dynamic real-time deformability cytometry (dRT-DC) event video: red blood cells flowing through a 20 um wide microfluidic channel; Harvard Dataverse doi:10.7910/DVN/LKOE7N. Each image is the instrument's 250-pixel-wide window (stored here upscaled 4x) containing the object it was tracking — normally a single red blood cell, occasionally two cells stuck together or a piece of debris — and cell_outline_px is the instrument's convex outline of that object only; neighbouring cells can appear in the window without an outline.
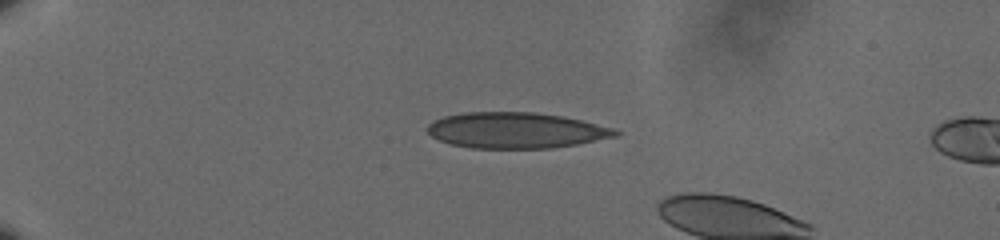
{"species": "human", "species_latin": "Homo sapiens", "temperature_condition": "cold", "stored_images_in_passage": 20, "camera_frame_rate_fps": 3000, "um_per_image_px": 0.085, "donor": {"sex": "male"}, "frame": {"image": 1, "passage_image": 15, "time_ms": 4.667, "image_size_px": [1000, 240], "cell_outline_px": [[624, 132], [616, 136], [576, 144], [552, 148], [472, 148], [452, 144], [440, 140], [432, 136], [428, 132], [428, 124], [432, 120], [444, 116], [464, 112], [532, 112], [560, 116], [580, 120], [612, 128]], "centroid_in_image_um": [43.83, 11.08], "position_along_channel_um": 41.2, "area_um2": 39.02}}